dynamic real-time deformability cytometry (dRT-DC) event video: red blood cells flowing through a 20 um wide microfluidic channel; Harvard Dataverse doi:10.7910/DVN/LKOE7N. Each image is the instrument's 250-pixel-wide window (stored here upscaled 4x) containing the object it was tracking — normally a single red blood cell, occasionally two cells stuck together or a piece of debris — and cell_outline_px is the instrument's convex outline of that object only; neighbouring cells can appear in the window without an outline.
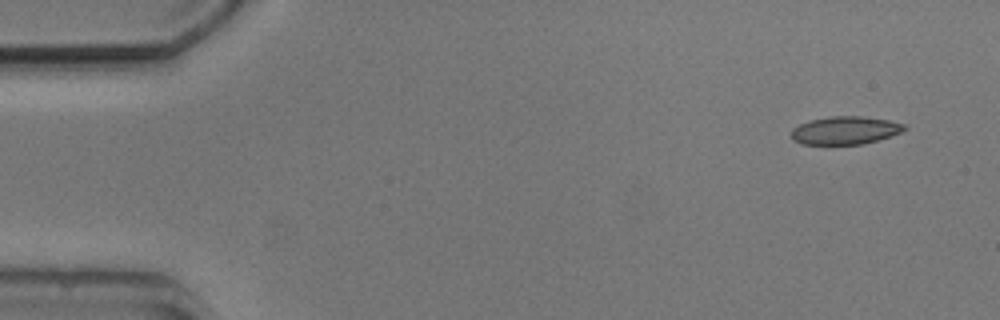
{"species": "common noctule bat (a hibernating species)", "species_latin": "Nyctalus noctula", "temperature_condition": "cold", "stored_images_in_passage": 4, "camera_frame_rate_fps": 3000, "um_per_image_px": 0.085, "animal": {"sex": "male", "body_mass_g": 20.5, "forearm_length_mm": 52.5}, "frame": {"image": 1, "passage_image": 1, "time_ms": 0.0, "image_size_px": [1000, 320], "cell_outline_px": [[908, 128], [900, 132], [864, 144], [804, 144], [792, 140], [792, 128], [808, 120], [832, 116], [860, 116], [888, 120], [904, 124]], "centroid_in_image_um": [71.81, 11.07], "position_along_channel_um": 13.2, "area_um2": 18.26}}
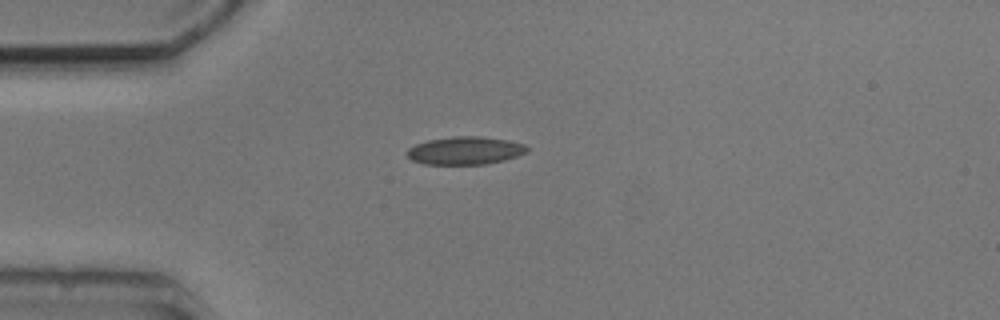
{"frame": {"image": 2, "passage_image": 4, "time_ms": 3.333, "image_size_px": [1000, 320], "cell_outline_px": [[528, 152], [504, 160], [484, 164], [424, 164], [412, 160], [404, 152], [408, 148], [416, 144], [428, 140], [452, 136], [480, 136], [508, 140], [524, 144], [528, 148]], "centroid_in_image_um": [39.51, 12.79], "position_along_channel_um": 45.5, "area_um2": 19.54}}